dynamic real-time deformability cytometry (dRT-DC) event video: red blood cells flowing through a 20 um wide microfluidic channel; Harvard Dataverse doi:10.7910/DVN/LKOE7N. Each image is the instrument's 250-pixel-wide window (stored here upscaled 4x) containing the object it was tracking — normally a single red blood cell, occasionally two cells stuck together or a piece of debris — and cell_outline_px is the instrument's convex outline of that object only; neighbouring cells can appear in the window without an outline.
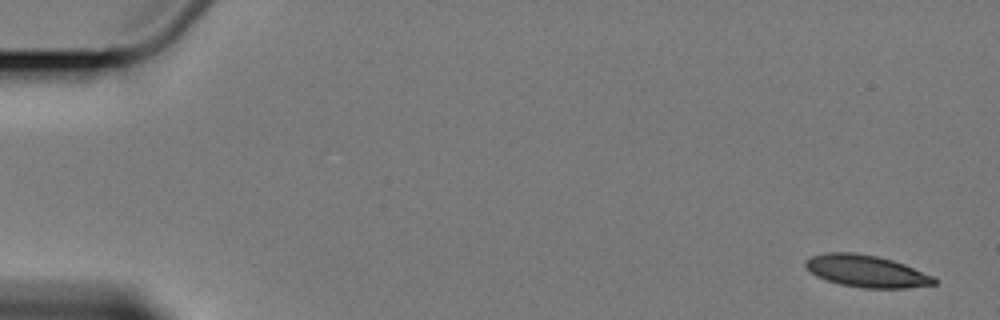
{"species": "Egyptian fruit bat (a non-hibernating species)", "species_latin": "Rousettus aegyptiacus", "temperature_condition": "cold", "stored_images_in_passage": 5, "camera_frame_rate_fps": 3000, "um_per_image_px": 0.085, "animal": {"sex": "female"}, "frame": {"image": 1, "passage_image": 1, "time_ms": 0.0, "image_size_px": [1000, 320], "cell_outline_px": [[940, 280], [936, 284], [908, 288], [864, 288], [840, 284], [816, 276], [804, 264], [804, 260], [812, 256], [828, 252], [856, 252], [876, 256], [892, 260], [904, 264], [932, 276]], "centroid_in_image_um": [73.66, 23.05], "position_along_channel_um": 11.3, "area_um2": 23.93}}
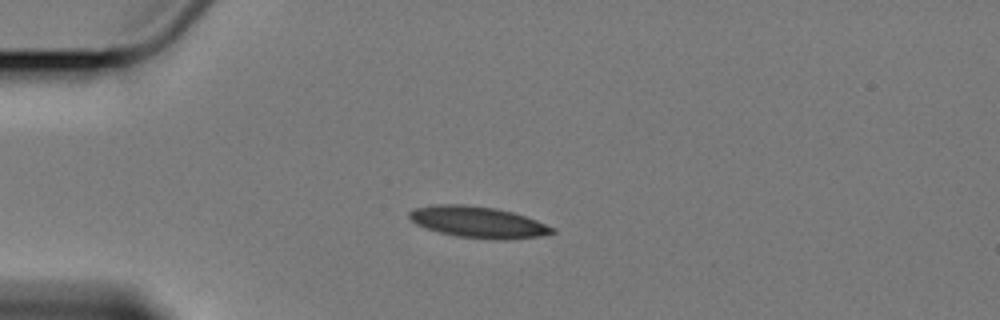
{"frame": {"image": 2, "passage_image": 4, "time_ms": 4.333, "image_size_px": [1000, 320], "cell_outline_px": [[556, 232], [540, 236], [504, 240], [496, 240], [456, 236], [440, 232], [416, 224], [408, 216], [408, 212], [416, 208], [436, 204], [464, 204], [496, 208], [512, 212], [536, 220], [556, 228]], "centroid_in_image_um": [40.66, 18.88], "position_along_channel_um": 44.3, "area_um2": 26.01}}